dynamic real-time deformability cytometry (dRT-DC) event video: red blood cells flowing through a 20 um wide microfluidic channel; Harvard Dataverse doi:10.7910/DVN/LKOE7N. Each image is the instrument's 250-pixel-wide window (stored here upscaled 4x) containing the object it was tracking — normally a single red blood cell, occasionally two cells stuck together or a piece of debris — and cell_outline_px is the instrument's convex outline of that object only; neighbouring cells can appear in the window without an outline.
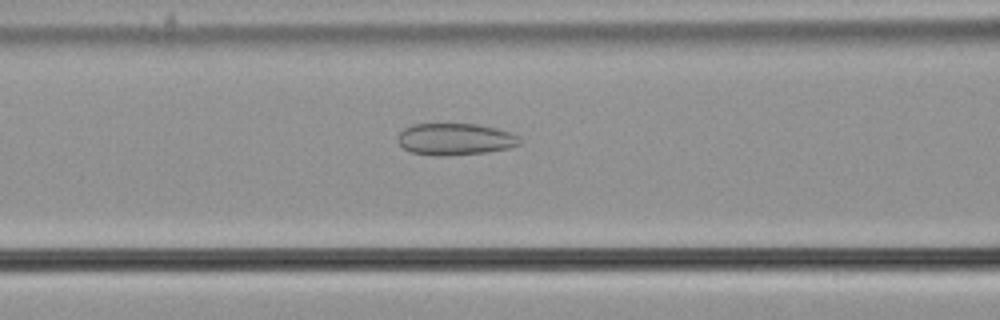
{"species": "common noctule bat (a hibernating species)", "species_latin": "Nyctalus noctula", "temperature_condition": "cold", "stored_images_in_passage": 45, "camera_frame_rate_fps": 3000, "um_per_image_px": 0.085, "animal": {"sex": "male", "body_mass_g": 21.5, "forearm_length_mm": 52.0}, "frame": {"image": 1, "passage_image": 14, "time_ms": 4.333, "image_size_px": [1000, 320], "cell_outline_px": [[520, 144], [508, 148], [484, 152], [440, 156], [412, 152], [404, 148], [400, 144], [396, 136], [404, 128], [412, 124], [476, 124], [496, 128], [512, 132], [520, 136]], "centroid_in_image_um": [38.69, 11.81], "position_along_channel_um": 127.9, "area_um2": 22.48}}
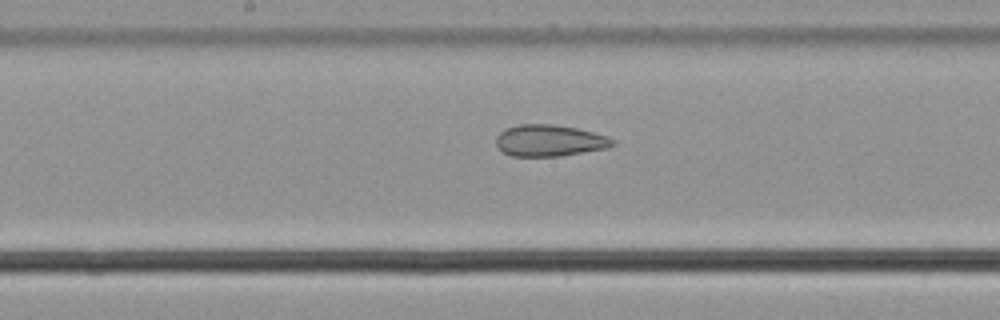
{"frame": {"image": 2, "passage_image": 20, "time_ms": 6.333, "image_size_px": [1000, 320], "cell_outline_px": [[616, 144], [608, 148], [560, 156], [512, 156], [504, 152], [496, 144], [496, 136], [504, 128], [516, 124], [552, 124], [576, 128], [608, 136], [616, 140]], "centroid_in_image_um": [46.72, 11.94], "position_along_channel_um": 201.5, "area_um2": 21.56}}
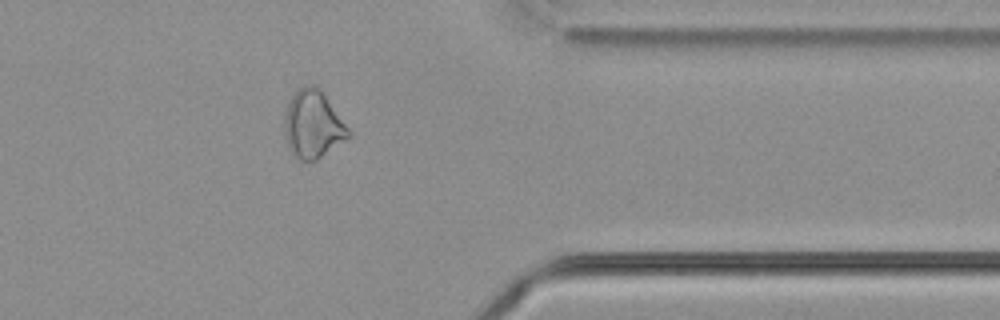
{"frame": {"image": 3, "passage_image": 36, "time_ms": 11.667, "image_size_px": [1000, 320], "cell_outline_px": [[352, 136], [316, 160], [300, 160], [292, 156], [284, 132], [284, 116], [288, 100], [304, 84], [316, 84], [324, 92], [352, 132]], "centroid_in_image_um": [26.62, 10.55], "position_along_channel_um": 384.8, "area_um2": 25.66}, "authors_computed_cell_mechanics": {"area_um2": 22.253, "velocity_mm_per_s": 3.6834, "shape_relaxation_time_tau1_ms": null, "shape_relaxation_time_tau2_ms": 2.7446, "deformation_change_tau1": null, "deformation_change_tau2": 0.106}}